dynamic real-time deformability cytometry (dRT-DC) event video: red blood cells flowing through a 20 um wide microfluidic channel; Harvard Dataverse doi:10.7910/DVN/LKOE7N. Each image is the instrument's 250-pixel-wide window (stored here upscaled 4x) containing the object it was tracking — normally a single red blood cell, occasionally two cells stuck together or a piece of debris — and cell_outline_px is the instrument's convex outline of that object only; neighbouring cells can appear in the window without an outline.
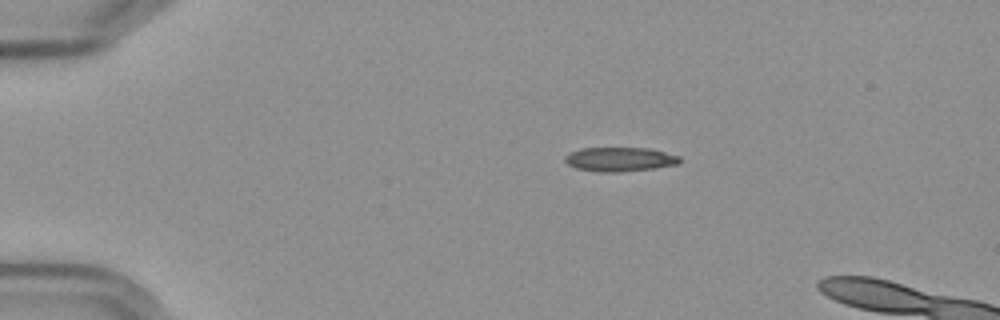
{"species": "Egyptian fruit bat (a non-hibernating species)", "species_latin": "Rousettus aegyptiacus", "temperature_condition": "cold", "stored_images_in_passage": 8, "camera_frame_rate_fps": 3000, "um_per_image_px": 0.085, "frame": {"image": 1, "passage_image": 1, "time_ms": 0.0, "image_size_px": [1000, 320], "cell_outline_px": [[680, 164], [656, 168], [620, 172], [600, 172], [576, 168], [568, 164], [564, 160], [564, 156], [580, 148], [648, 148], [680, 156]], "centroid_in_image_um": [52.7, 13.54], "position_along_channel_um": 32.3, "area_um2": 16.18}}